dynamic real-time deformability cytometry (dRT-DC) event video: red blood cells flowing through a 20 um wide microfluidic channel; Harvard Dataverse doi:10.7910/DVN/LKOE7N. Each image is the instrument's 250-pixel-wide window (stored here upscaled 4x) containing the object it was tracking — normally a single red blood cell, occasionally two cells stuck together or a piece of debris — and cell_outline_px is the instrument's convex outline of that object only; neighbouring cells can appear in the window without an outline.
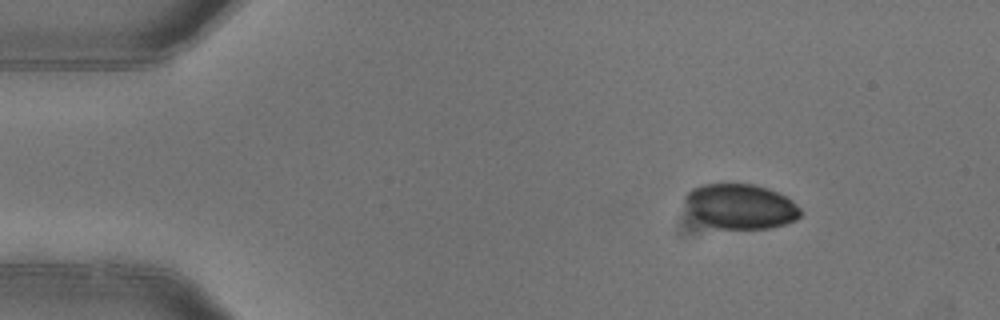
{"species": "common noctule bat (a hibernating species)", "species_latin": "Nyctalus noctula", "temperature_condition": "warm", "stored_images_in_passage": 3, "camera_frame_rate_fps": 3000, "um_per_image_px": 0.085, "animal": {"sex": "female"}, "frame": {"image": 1, "passage_image": 1, "time_ms": 0.0, "image_size_px": [1000, 320], "cell_outline_px": [[800, 216], [796, 220], [784, 224], [768, 228], [716, 228], [700, 220], [688, 212], [684, 200], [684, 196], [692, 188], [700, 184], [752, 184], [768, 188], [792, 200], [800, 208]], "centroid_in_image_um": [62.92, 17.53], "position_along_channel_um": 22.1, "area_um2": 30.0}}